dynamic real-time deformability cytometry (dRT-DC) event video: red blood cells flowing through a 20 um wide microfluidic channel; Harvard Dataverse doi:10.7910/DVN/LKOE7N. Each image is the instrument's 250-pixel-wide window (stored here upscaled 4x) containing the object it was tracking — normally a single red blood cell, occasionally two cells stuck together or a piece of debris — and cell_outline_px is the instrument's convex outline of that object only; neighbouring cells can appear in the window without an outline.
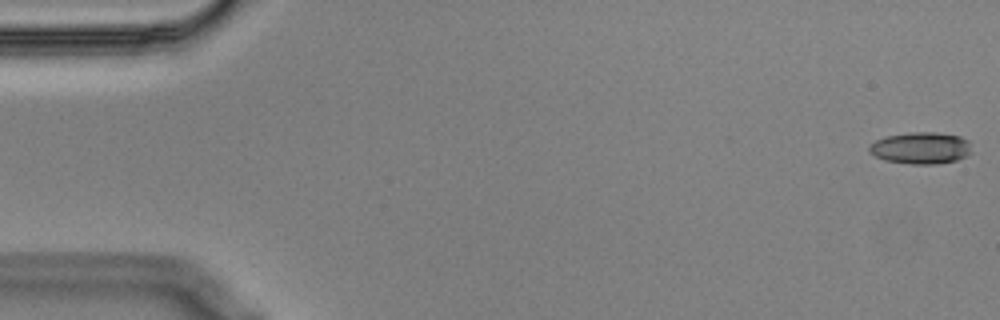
{"species": "Egyptian fruit bat (a non-hibernating species)", "species_latin": "Rousettus aegyptiacus", "temperature_condition": "cold", "stored_images_in_passage": 56, "camera_frame_rate_fps": 3000, "um_per_image_px": 0.085, "animal": {"sex": "male"}, "frame": {"image": 1, "passage_image": 1, "time_ms": 0.0, "image_size_px": [1000, 320], "cell_outline_px": [[972, 152], [968, 156], [956, 160], [936, 164], [912, 164], [884, 160], [868, 152], [868, 148], [876, 140], [884, 136], [908, 132], [936, 132], [960, 136], [968, 140]], "centroid_in_image_um": [78.28, 12.57], "position_along_channel_um": 6.7, "area_um2": 19.13}}
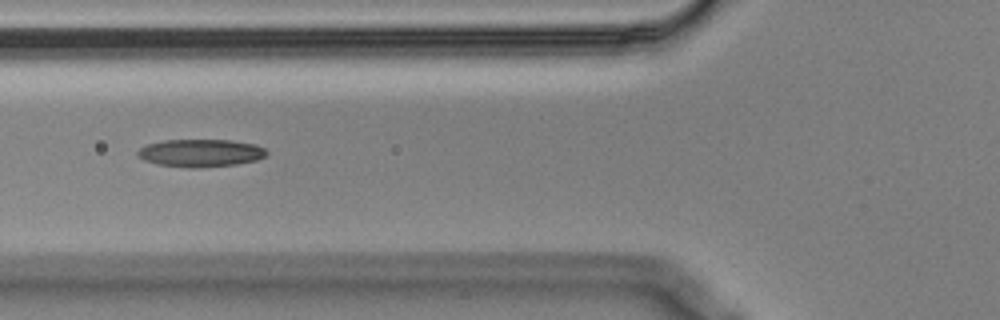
{"frame": {"image": 2, "passage_image": 21, "time_ms": 6.667, "image_size_px": [1000, 320], "cell_outline_px": [[268, 152], [264, 156], [256, 160], [236, 164], [200, 168], [188, 168], [160, 164], [144, 160], [136, 152], [140, 148], [148, 144], [164, 140], [232, 140], [256, 144], [264, 148]], "centroid_in_image_um": [17.08, 13.0], "position_along_channel_um": 108.7, "area_um2": 20.69}}
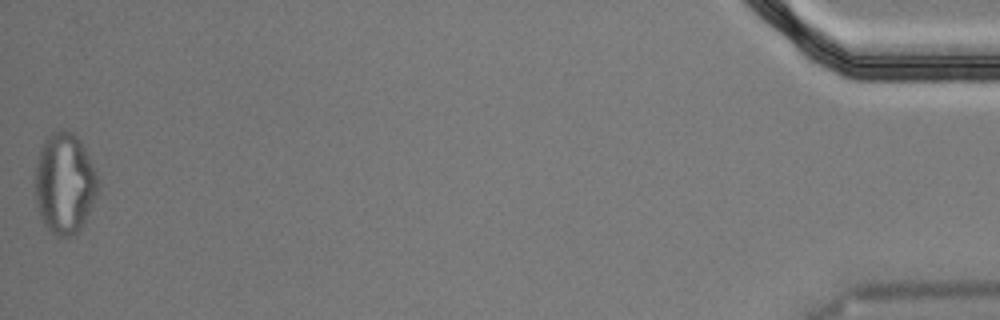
{"frame": {"image": 3, "passage_image": 56, "time_ms": 18.333, "image_size_px": [1000, 320], "cell_outline_px": [[100, 188], [76, 236], [56, 236], [48, 228], [40, 216], [36, 204], [36, 164], [40, 148], [44, 140], [52, 132], [60, 128], [64, 128], [72, 132], [80, 140], [100, 180]], "centroid_in_image_um": [5.5, 15.56], "position_along_channel_um": 429.7, "area_um2": 36.93}}